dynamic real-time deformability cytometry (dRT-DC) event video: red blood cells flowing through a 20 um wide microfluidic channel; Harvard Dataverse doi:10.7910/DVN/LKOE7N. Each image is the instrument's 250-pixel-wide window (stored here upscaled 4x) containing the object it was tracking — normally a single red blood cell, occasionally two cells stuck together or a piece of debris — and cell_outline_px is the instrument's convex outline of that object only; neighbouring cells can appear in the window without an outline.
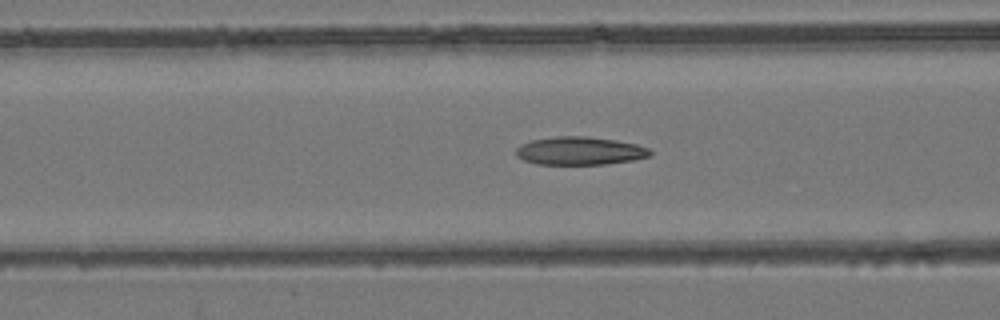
{"species": "common noctule bat (a hibernating species)", "species_latin": "Nyctalus noctula", "temperature_condition": "room temperature", "stored_images_in_passage": 38, "camera_frame_rate_fps": 3000, "um_per_image_px": 0.085, "animal": {"sex": "female", "body_mass_g": 24.6, "forearm_length_mm": 56.2}, "frame": {"image": 1, "passage_image": 6, "time_ms": 1.667, "image_size_px": [1000, 320], "cell_outline_px": [[652, 156], [632, 160], [608, 164], [536, 164], [524, 160], [516, 156], [516, 148], [520, 144], [532, 140], [556, 136], [588, 136], [616, 140], [636, 144], [648, 148], [652, 152]], "centroid_in_image_um": [49.29, 12.82], "position_along_channel_um": 117.3, "area_um2": 22.08}}
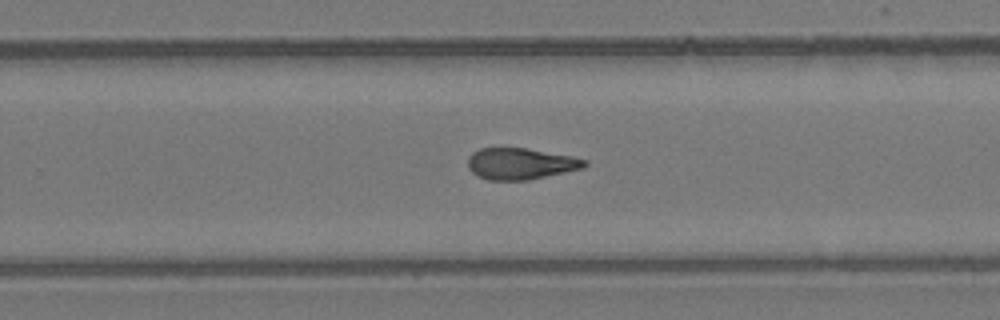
{"frame": {"image": 2, "passage_image": 19, "time_ms": 6.0, "image_size_px": [1000, 320], "cell_outline_px": [[588, 164], [584, 168], [528, 180], [488, 180], [472, 172], [468, 168], [468, 156], [472, 152], [480, 148], [528, 148], [572, 156], [588, 160]], "centroid_in_image_um": [44.26, 13.91], "position_along_channel_um": 285.5, "area_um2": 21.44}}
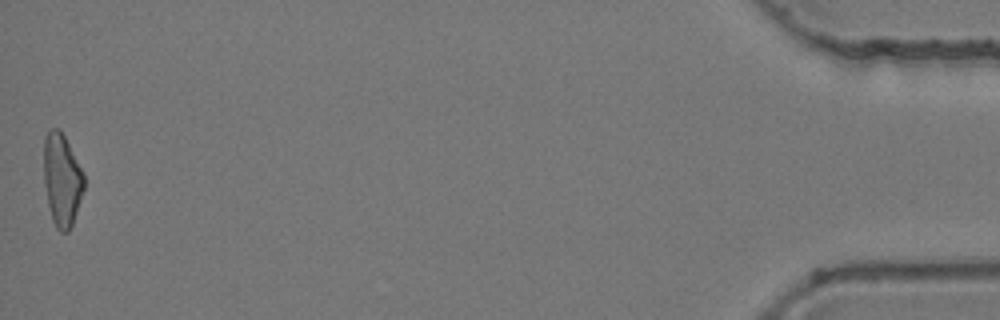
{"frame": {"image": 3, "passage_image": 38, "time_ms": 12.333, "image_size_px": [1000, 320], "cell_outline_px": [[84, 188], [72, 224], [68, 232], [60, 232], [56, 228], [52, 220], [48, 204], [44, 184], [44, 136], [52, 128], [60, 128], [84, 172]], "centroid_in_image_um": [5.26, 15.27], "position_along_channel_um": 429.9, "area_um2": 21.68}, "authors_computed_cell_mechanics": {"area_um2": 21.7617, "velocity_mm_per_s": 3.8894, "shape_relaxation_time_tau1_ms": null, "shape_relaxation_time_tau2_ms": 5.3385, "deformation_change_tau1": null, "deformation_change_tau2": 0.109}}